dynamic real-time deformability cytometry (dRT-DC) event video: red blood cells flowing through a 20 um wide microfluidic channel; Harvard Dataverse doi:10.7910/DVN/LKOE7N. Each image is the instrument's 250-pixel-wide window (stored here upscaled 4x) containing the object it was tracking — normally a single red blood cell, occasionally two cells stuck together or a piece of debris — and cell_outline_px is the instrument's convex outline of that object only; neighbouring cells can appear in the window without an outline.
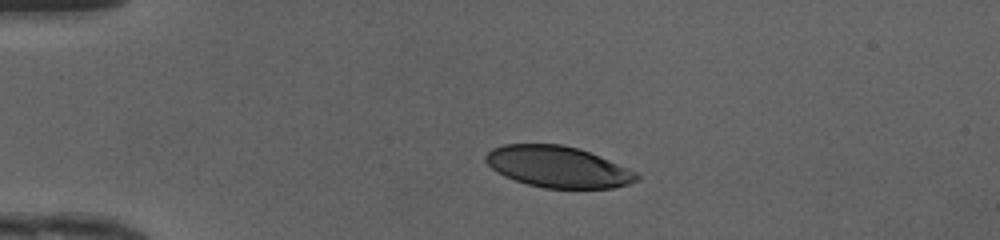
{"species": "human", "species_latin": "Homo sapiens", "temperature_condition": "cold", "stored_images_in_passage": 39, "camera_frame_rate_fps": 3000, "um_per_image_px": 0.085, "donor": {"sex": "female"}, "frame": {"image": 1, "passage_image": 1, "time_ms": 0.0, "image_size_px": [1000, 240], "cell_outline_px": [[640, 176], [636, 180], [628, 184], [612, 188], [544, 188], [528, 184], [504, 176], [496, 172], [484, 160], [484, 156], [492, 148], [504, 144], [560, 144], [580, 148], [636, 172]], "centroid_in_image_um": [47.38, 14.17], "position_along_channel_um": 37.6, "area_um2": 36.13}}
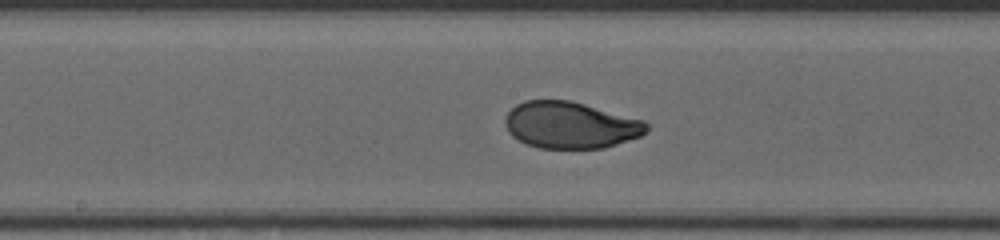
{"frame": {"image": 2, "passage_image": 16, "time_ms": 5.0, "image_size_px": [1000, 240], "cell_outline_px": [[648, 128], [640, 136], [604, 148], [540, 148], [528, 144], [512, 136], [508, 132], [504, 124], [504, 120], [508, 112], [516, 104], [524, 100], [568, 100], [584, 104], [644, 120], [648, 124]], "centroid_in_image_um": [48.46, 10.63], "position_along_channel_um": 199.7, "area_um2": 38.26}}
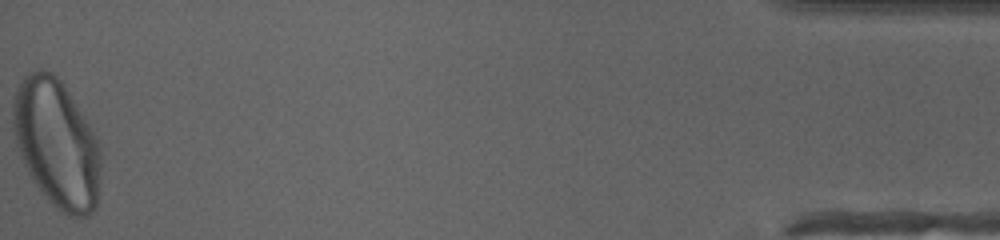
{"frame": {"image": 3, "passage_image": 39, "time_ms": 12.667, "image_size_px": [1000, 240], "cell_outline_px": [[100, 176], [96, 208], [88, 216], [68, 216], [60, 212], [48, 200], [32, 180], [20, 156], [16, 144], [12, 124], [12, 100], [24, 76], [28, 72], [40, 68], [44, 68], [52, 72], [60, 80], [84, 116], [96, 136], [100, 148]], "centroid_in_image_um": [4.8, 12.21], "position_along_channel_um": 430.4, "area_um2": 65.72}, "authors_computed_cell_mechanics": {"area_um2": 39.1884, "velocity_mm_per_s": 4.1728, "shape_relaxation_time_tau1_ms": 3.3941, "shape_relaxation_time_tau2_ms": null, "deformation_change_tau1": 0.1646, "deformation_change_tau2": null}}